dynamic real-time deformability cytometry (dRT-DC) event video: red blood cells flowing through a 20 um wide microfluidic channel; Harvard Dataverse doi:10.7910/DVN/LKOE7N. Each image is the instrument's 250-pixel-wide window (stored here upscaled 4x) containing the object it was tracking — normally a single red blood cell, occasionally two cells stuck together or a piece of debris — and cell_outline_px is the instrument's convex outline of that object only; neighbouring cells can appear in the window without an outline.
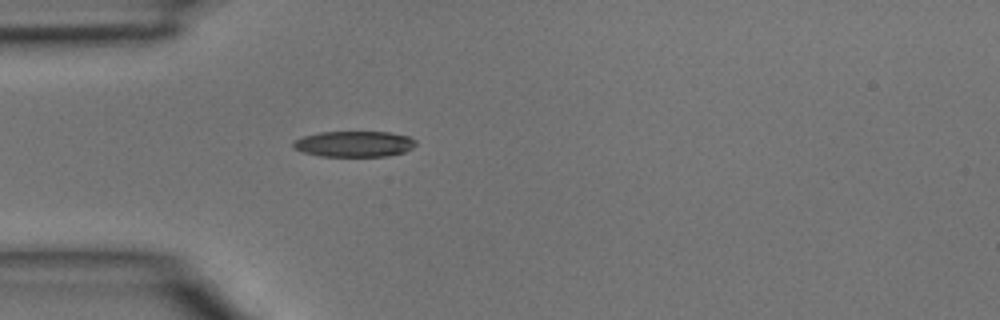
{"species": "common noctule bat (a hibernating species)", "species_latin": "Nyctalus noctula", "temperature_condition": "room temperature", "stored_images_in_passage": 5, "camera_frame_rate_fps": 3000, "um_per_image_px": 0.085, "animal": {"sex": "male", "body_mass_g": 15.6}, "frame": {"image": 1, "passage_image": 5, "time_ms": 1.333, "image_size_px": [1000, 320], "cell_outline_px": [[416, 144], [412, 148], [404, 152], [384, 156], [320, 156], [304, 152], [296, 148], [292, 144], [292, 140], [304, 136], [320, 132], [388, 132], [408, 136], [416, 140]], "centroid_in_image_um": [30.11, 12.23], "position_along_channel_um": 54.9, "area_um2": 18.32}}